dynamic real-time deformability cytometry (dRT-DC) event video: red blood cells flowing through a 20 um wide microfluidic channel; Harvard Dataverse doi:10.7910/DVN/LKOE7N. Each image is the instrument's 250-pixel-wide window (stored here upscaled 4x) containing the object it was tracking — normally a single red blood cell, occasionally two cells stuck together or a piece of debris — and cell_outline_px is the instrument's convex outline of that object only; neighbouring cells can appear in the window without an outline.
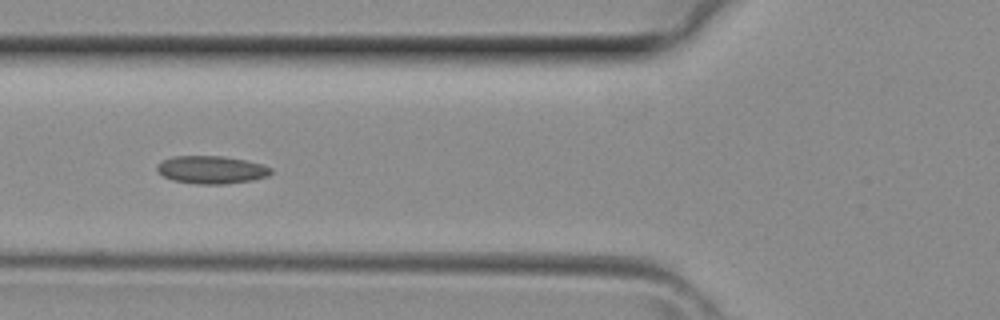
{"species": "common noctule bat (a hibernating species)", "species_latin": "Nyctalus noctula", "temperature_condition": "room temperature", "stored_images_in_passage": 5, "camera_frame_rate_fps": 3000, "um_per_image_px": 0.085, "animal": {"sex": "female", "body_mass_g": 29.2, "forearm_length_mm": 56.3}, "frame": {"image": 1, "passage_image": 4, "time_ms": 1.0, "image_size_px": [1000, 320], "cell_outline_px": [[272, 172], [268, 176], [252, 180], [224, 184], [196, 184], [172, 180], [164, 176], [156, 168], [156, 164], [172, 156], [224, 156], [264, 164], [272, 168]], "centroid_in_image_um": [17.99, 14.43], "position_along_channel_um": 107.8, "area_um2": 18.5}}
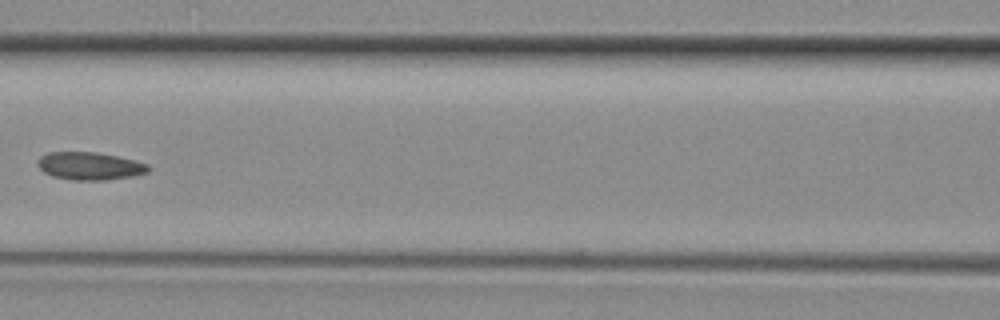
{"frame": {"image": 2, "passage_image": 5, "time_ms": 1.333, "image_size_px": [1000, 320], "cell_outline_px": [[152, 168], [148, 172], [132, 176], [104, 180], [72, 180], [52, 176], [44, 172], [36, 164], [40, 156], [48, 152], [96, 152], [136, 160], [148, 164]], "centroid_in_image_um": [7.63, 14.11], "position_along_channel_um": 159.0, "area_um2": 17.98}}